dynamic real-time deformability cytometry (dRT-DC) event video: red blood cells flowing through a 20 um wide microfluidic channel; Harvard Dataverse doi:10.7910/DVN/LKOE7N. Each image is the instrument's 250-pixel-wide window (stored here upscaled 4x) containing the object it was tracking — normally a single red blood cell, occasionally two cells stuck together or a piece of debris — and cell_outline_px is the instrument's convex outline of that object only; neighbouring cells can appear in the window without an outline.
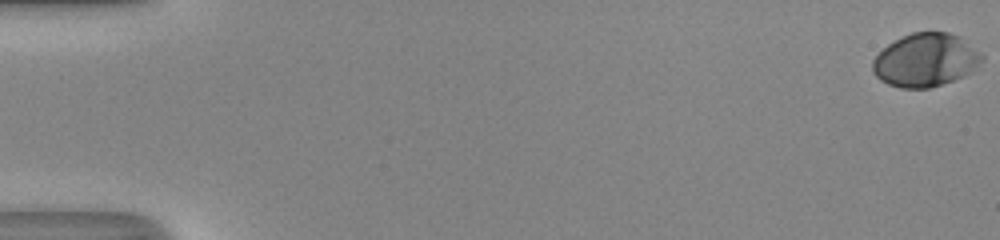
{"species": "human", "species_latin": "Homo sapiens", "temperature_condition": "room temperature", "stored_images_in_passage": 17, "camera_frame_rate_fps": 3000, "um_per_image_px": 0.085, "donor": {"sex": "male"}, "frame": {"image": 1, "passage_image": 1, "time_ms": 0.0, "image_size_px": [1000, 240], "cell_outline_px": [[984, 56], [972, 72], [952, 80], [928, 88], [900, 88], [888, 84], [880, 80], [872, 72], [872, 60], [888, 44], [912, 32], [948, 32], [960, 36], [980, 52]], "centroid_in_image_um": [78.66, 5.1], "position_along_channel_um": 6.3, "area_um2": 33.7}}
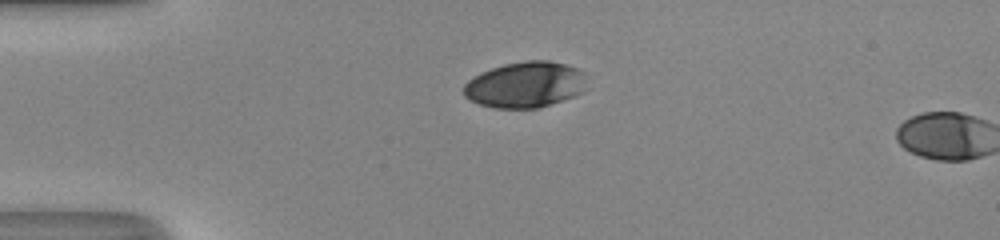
{"frame": {"image": 2, "passage_image": 15, "time_ms": 4.667, "image_size_px": [1000, 240], "cell_outline_px": [[584, 92], [540, 108], [496, 108], [480, 104], [468, 100], [464, 96], [464, 84], [468, 80], [480, 72], [504, 64], [524, 60], [548, 60], [564, 64], [576, 68], [584, 72]], "centroid_in_image_um": [44.62, 7.2], "position_along_channel_um": 40.4, "area_um2": 33.0}}